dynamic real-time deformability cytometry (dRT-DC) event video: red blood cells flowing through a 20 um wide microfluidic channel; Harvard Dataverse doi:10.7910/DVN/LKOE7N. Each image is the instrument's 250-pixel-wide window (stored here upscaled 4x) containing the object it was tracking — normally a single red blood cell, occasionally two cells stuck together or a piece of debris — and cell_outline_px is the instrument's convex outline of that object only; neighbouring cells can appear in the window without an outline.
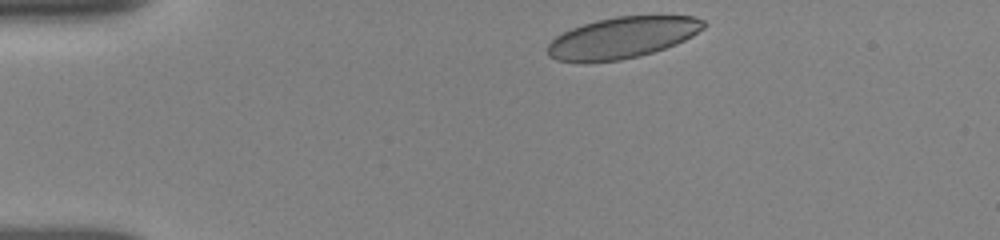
{"species": "human", "species_latin": "Homo sapiens", "temperature_condition": "room temperature", "stored_images_in_passage": 9, "camera_frame_rate_fps": 3000, "um_per_image_px": 0.085, "donor": {"sex": "female"}, "frame": {"image": 1, "passage_image": 1, "time_ms": 0.0, "image_size_px": [1000, 240], "cell_outline_px": [[708, 24], [704, 28], [692, 36], [676, 44], [640, 56], [620, 60], [584, 64], [556, 60], [548, 56], [548, 44], [556, 36], [572, 28], [596, 20], [616, 16], [696, 16], [704, 20]], "centroid_in_image_um": [52.88, 3.22], "position_along_channel_um": 32.1, "area_um2": 37.86}}
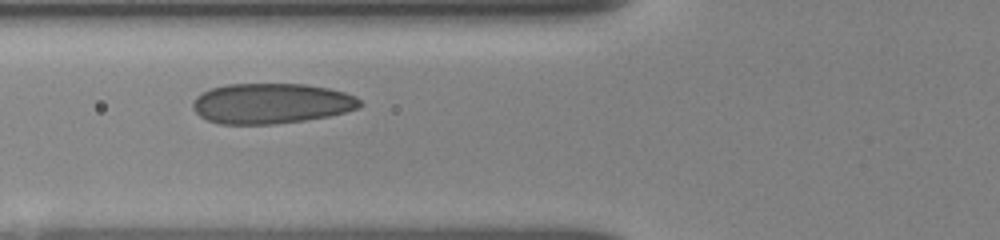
{"frame": {"image": 2, "passage_image": 6, "time_ms": 3.333, "image_size_px": [1000, 240], "cell_outline_px": [[360, 104], [356, 108], [344, 112], [328, 116], [304, 120], [272, 124], [220, 124], [208, 120], [200, 116], [192, 108], [192, 104], [196, 96], [212, 88], [228, 84], [304, 84], [328, 88], [344, 92], [356, 96], [360, 100]], "centroid_in_image_um": [23.03, 8.79], "position_along_channel_um": 102.8, "area_um2": 39.02}}
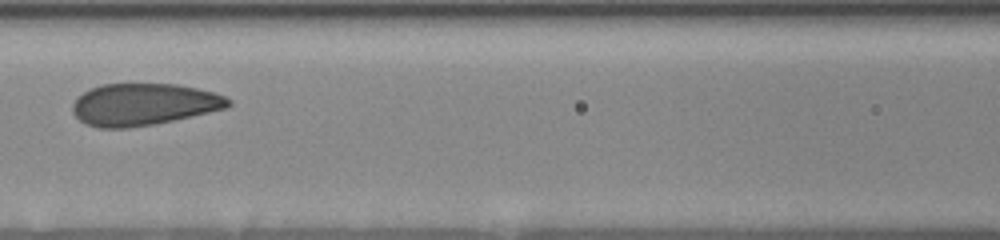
{"frame": {"image": 3, "passage_image": 8, "time_ms": 4.667, "image_size_px": [1000, 240], "cell_outline_px": [[232, 104], [228, 108], [156, 124], [128, 128], [100, 128], [84, 124], [72, 112], [72, 104], [84, 92], [92, 88], [104, 84], [176, 84], [196, 88], [212, 92], [224, 96], [232, 100]], "centroid_in_image_um": [12.23, 8.89], "position_along_channel_um": 154.4, "area_um2": 38.09}}